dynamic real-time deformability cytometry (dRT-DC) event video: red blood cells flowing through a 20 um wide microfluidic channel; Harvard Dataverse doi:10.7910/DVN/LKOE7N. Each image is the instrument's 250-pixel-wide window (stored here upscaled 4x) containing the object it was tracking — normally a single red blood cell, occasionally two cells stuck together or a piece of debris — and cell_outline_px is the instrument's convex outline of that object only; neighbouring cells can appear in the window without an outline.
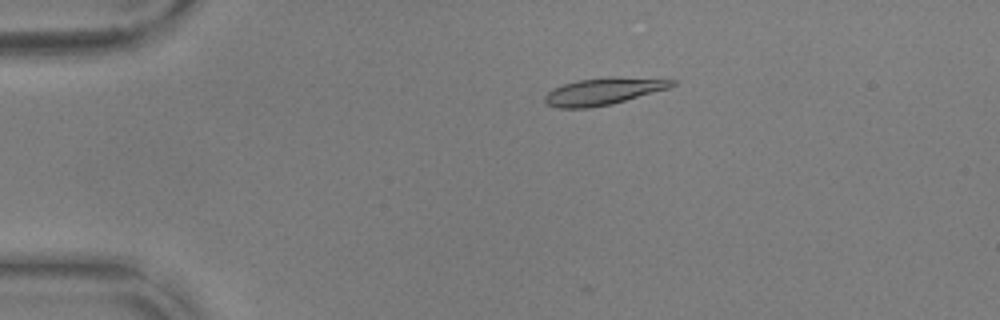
{"species": "common noctule bat (a hibernating species)", "species_latin": "Nyctalus noctula", "temperature_condition": "warm", "stored_images_in_passage": 51, "camera_frame_rate_fps": 3000, "um_per_image_px": 0.085, "animal": {"sex": "male", "body_mass_g": 17.9, "forearm_length_mm": 54.2}, "frame": {"image": 1, "passage_image": 12, "time_ms": 3.667, "image_size_px": [1000, 320], "cell_outline_px": [[676, 84], [668, 88], [612, 104], [588, 108], [556, 108], [548, 104], [544, 100], [544, 96], [552, 88], [564, 84], [580, 80], [608, 76], [616, 76], [676, 80]], "centroid_in_image_um": [51.27, 7.76], "position_along_channel_um": 33.7, "area_um2": 20.0}}
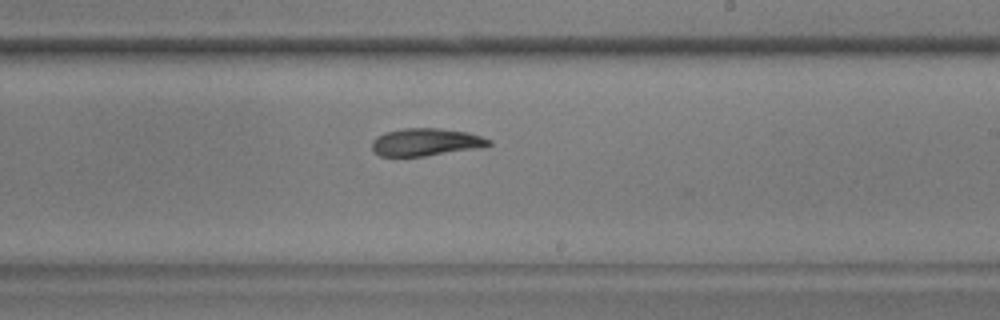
{"frame": {"image": 2, "passage_image": 34, "time_ms": 11.0, "image_size_px": [1000, 320], "cell_outline_px": [[492, 144], [484, 148], [424, 156], [380, 156], [372, 152], [372, 140], [376, 136], [384, 132], [404, 128], [440, 128], [468, 132], [492, 140]], "centroid_in_image_um": [36.21, 12.08], "position_along_channel_um": 252.8, "area_um2": 19.13}}
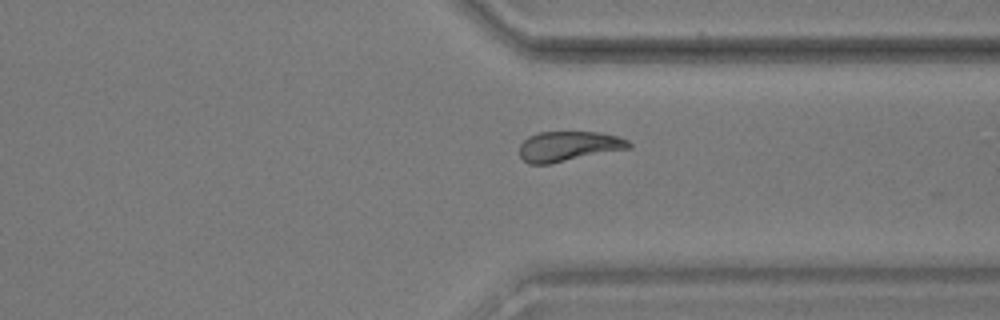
{"frame": {"image": 3, "passage_image": 43, "time_ms": 14.0, "image_size_px": [1000, 320], "cell_outline_px": [[632, 148], [548, 164], [528, 164], [520, 156], [520, 144], [528, 136], [540, 132], [600, 132], [616, 136], [628, 140], [632, 144]], "centroid_in_image_um": [48.34, 12.43], "position_along_channel_um": 363.1, "area_um2": 19.13}, "authors_computed_cell_mechanics": {"area_um2": 19.5364, "velocity_mm_per_s": 3.6756, "shape_relaxation_time_tau1_ms": 6.8233, "shape_relaxation_time_tau2_ms": 4.3231, "deformation_change_tau1": 0.1838, "deformation_change_tau2": 0.0982}}